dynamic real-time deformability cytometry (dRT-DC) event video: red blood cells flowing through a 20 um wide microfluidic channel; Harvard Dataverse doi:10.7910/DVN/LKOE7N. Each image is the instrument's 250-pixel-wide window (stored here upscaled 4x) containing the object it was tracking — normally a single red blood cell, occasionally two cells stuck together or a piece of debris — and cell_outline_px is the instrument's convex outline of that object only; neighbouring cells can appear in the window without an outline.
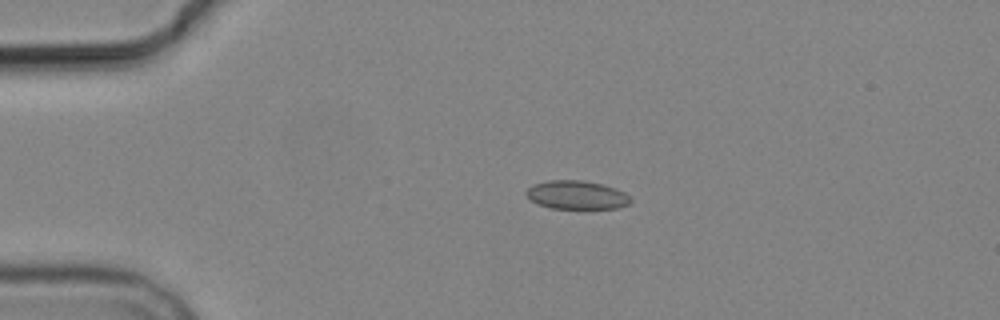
{"species": "common noctule bat (a hibernating species)", "species_latin": "Nyctalus noctula", "temperature_condition": "cold", "stored_images_in_passage": 3, "camera_frame_rate_fps": 3000, "um_per_image_px": 0.085, "animal": {"sex": "male", "body_mass_g": 19.2, "forearm_length_mm": 51.8}, "frame": {"image": 1, "passage_image": 2, "time_ms": 2.0, "image_size_px": [1000, 320], "cell_outline_px": [[632, 200], [628, 204], [620, 208], [552, 208], [536, 204], [524, 192], [532, 184], [548, 180], [584, 180], [616, 188], [624, 192]], "centroid_in_image_um": [49.0, 16.56], "position_along_channel_um": 36.0, "area_um2": 17.34}}